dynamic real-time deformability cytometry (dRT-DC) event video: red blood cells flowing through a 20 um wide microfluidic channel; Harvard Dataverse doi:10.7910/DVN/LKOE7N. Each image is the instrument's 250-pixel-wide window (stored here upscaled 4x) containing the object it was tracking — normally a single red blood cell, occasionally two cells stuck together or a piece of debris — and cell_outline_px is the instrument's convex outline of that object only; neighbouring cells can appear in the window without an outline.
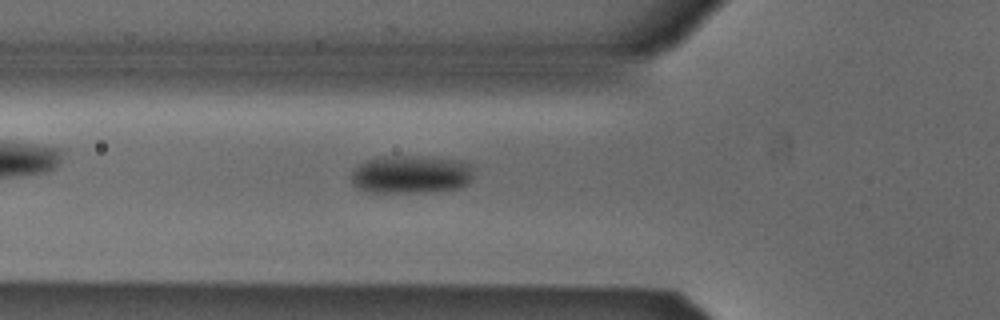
{"species": "Egyptian fruit bat (a non-hibernating species)", "species_latin": "Rousettus aegyptiacus", "temperature_condition": "cold", "stored_images_in_passage": 53, "camera_frame_rate_fps": 3000, "um_per_image_px": 0.085, "animal": {"sex": "male"}, "frame": {"image": 1, "passage_image": 18, "time_ms": 5.667, "image_size_px": [1000, 320], "cell_outline_px": [[472, 176], [468, 184], [460, 188], [436, 192], [368, 192], [356, 188], [352, 184], [352, 172], [360, 164], [368, 160], [380, 156], [408, 156], [456, 160], [472, 164]], "centroid_in_image_um": [34.94, 14.84], "position_along_channel_um": 90.9, "area_um2": 27.22}}
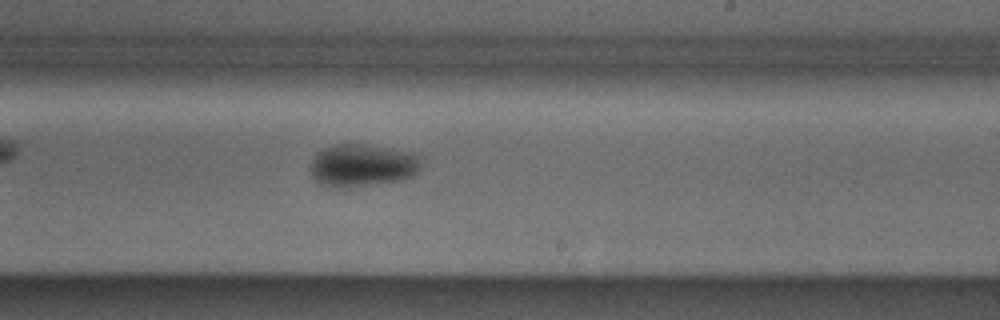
{"frame": {"image": 2, "passage_image": 31, "time_ms": 10.0, "image_size_px": [1000, 320], "cell_outline_px": [[424, 160], [416, 176], [404, 180], [340, 188], [332, 188], [320, 184], [312, 176], [312, 164], [316, 156], [324, 148], [332, 144], [364, 144], [392, 148], [412, 152], [424, 156]], "centroid_in_image_um": [30.91, 14.05], "position_along_channel_um": 258.1, "area_um2": 27.92}}
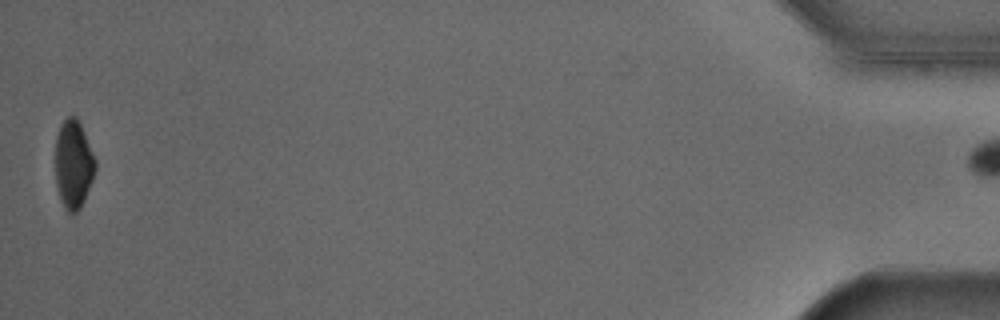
{"frame": {"image": 3, "passage_image": 52, "time_ms": 17.0, "image_size_px": [1000, 320], "cell_outline_px": [[96, 168], [92, 180], [84, 200], [80, 208], [76, 212], [68, 212], [60, 196], [56, 184], [56, 136], [60, 124], [68, 116], [76, 116], [84, 132], [96, 160]], "centroid_in_image_um": [6.25, 13.92], "position_along_channel_um": 429.0, "area_um2": 20.29}, "authors_computed_cell_mechanics": {"area_um2": 25.3164, "velocity_mm_per_s": 3.8609, "shape_relaxation_time_tau1_ms": 7.3964, "shape_relaxation_time_tau2_ms": null, "deformation_change_tau1": 0.0946, "deformation_change_tau2": null}}